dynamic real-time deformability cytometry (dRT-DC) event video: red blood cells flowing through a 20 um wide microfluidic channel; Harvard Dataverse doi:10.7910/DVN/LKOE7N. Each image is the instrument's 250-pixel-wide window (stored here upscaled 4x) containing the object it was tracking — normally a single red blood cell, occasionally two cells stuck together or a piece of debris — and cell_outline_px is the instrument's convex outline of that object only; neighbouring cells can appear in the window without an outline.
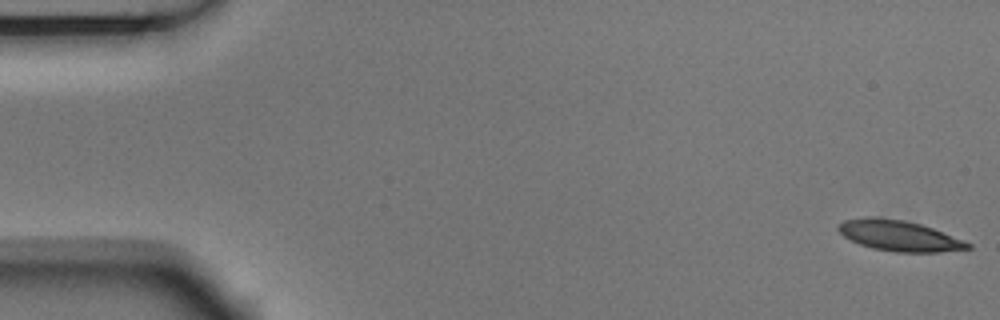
{"species": "Egyptian fruit bat (a non-hibernating species)", "species_latin": "Rousettus aegyptiacus", "temperature_condition": "room temperature", "stored_images_in_passage": 5, "camera_frame_rate_fps": 3000, "um_per_image_px": 0.085, "animal": {"sex": "male"}, "frame": {"image": 1, "passage_image": 1, "time_ms": 0.0, "image_size_px": [1000, 320], "cell_outline_px": [[972, 248], [940, 252], [896, 252], [872, 248], [860, 244], [844, 236], [836, 228], [836, 224], [844, 220], [864, 216], [876, 216], [904, 220], [920, 224], [932, 228], [964, 240], [972, 244]], "centroid_in_image_um": [76.4, 20.02], "position_along_channel_um": 8.6, "area_um2": 23.24}}
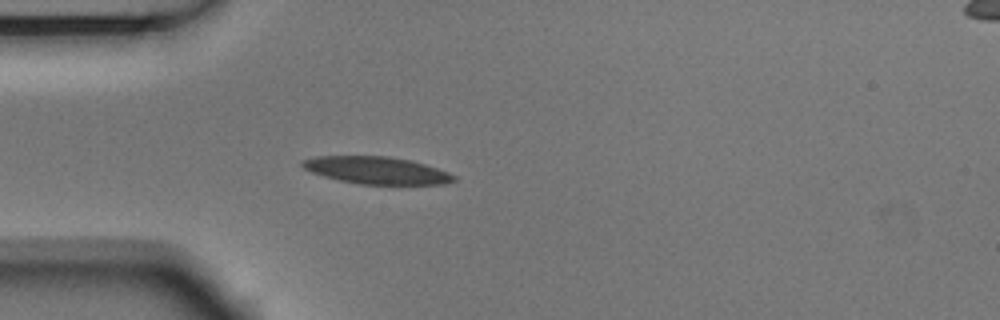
{"frame": {"image": 2, "passage_image": 5, "time_ms": 1.333, "image_size_px": [1000, 320], "cell_outline_px": [[456, 180], [444, 184], [360, 184], [340, 180], [324, 176], [312, 172], [304, 168], [300, 164], [300, 160], [316, 156], [388, 156], [408, 160], [424, 164], [448, 172], [456, 176]], "centroid_in_image_um": [31.99, 14.47], "position_along_channel_um": 53.0, "area_um2": 23.87}}